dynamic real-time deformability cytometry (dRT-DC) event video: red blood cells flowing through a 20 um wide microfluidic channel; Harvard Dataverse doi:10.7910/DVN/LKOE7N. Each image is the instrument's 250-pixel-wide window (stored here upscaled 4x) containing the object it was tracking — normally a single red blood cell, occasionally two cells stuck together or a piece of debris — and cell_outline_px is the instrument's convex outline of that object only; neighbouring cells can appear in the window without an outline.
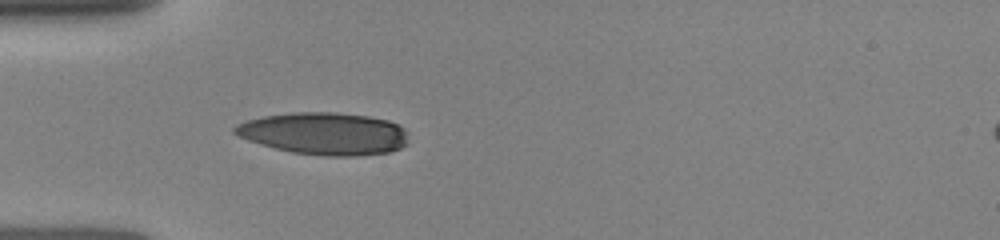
{"species": "human", "species_latin": "Homo sapiens", "temperature_condition": "room temperature", "stored_images_in_passage": 38, "camera_frame_rate_fps": 3000, "um_per_image_px": 0.085, "donor": {"sex": "female"}, "frame": {"image": 1, "passage_image": 12, "time_ms": 4.333, "image_size_px": [1000, 240], "cell_outline_px": [[408, 144], [400, 148], [388, 152], [356, 156], [324, 156], [292, 152], [260, 144], [248, 140], [232, 132], [232, 128], [236, 124], [248, 120], [264, 116], [292, 112], [336, 112], [368, 116], [388, 120], [404, 128]], "centroid_in_image_um": [27.56, 11.35], "position_along_channel_um": 57.4, "area_um2": 42.77}}
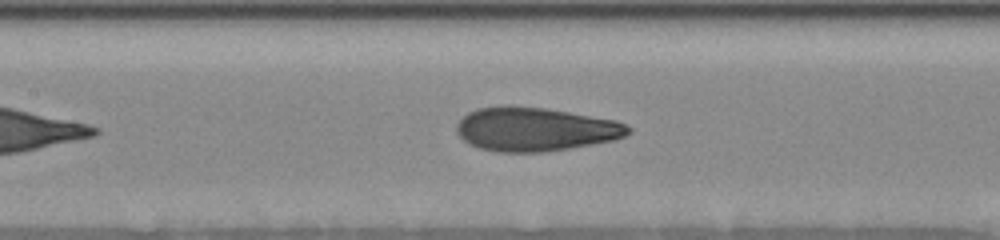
{"frame": {"image": 2, "passage_image": 19, "time_ms": 7.0, "image_size_px": [1000, 240], "cell_outline_px": [[632, 132], [616, 140], [544, 152], [496, 152], [480, 148], [464, 140], [456, 132], [456, 124], [468, 112], [476, 108], [504, 104], [512, 104], [544, 108], [616, 120], [628, 124], [632, 128]], "centroid_in_image_um": [45.5, 10.97], "position_along_channel_um": 161.9, "area_um2": 44.16}}
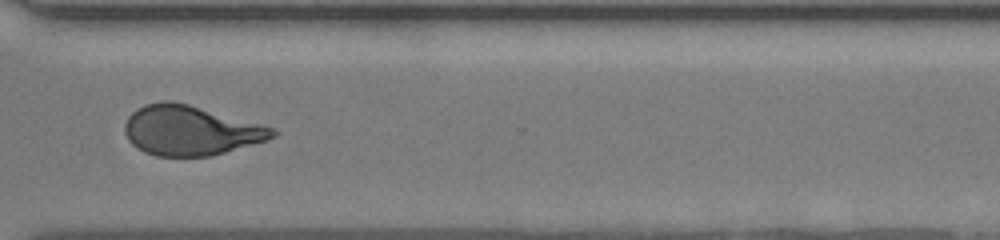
{"frame": {"image": 3, "passage_image": 31, "time_ms": 11.667, "image_size_px": [1000, 240], "cell_outline_px": [[280, 132], [276, 136], [268, 140], [212, 156], [156, 156], [144, 152], [136, 148], [128, 140], [124, 132], [124, 124], [128, 116], [136, 108], [144, 104], [164, 100], [168, 100], [188, 104], [272, 128]], "centroid_in_image_um": [16.14, 11.1], "position_along_channel_um": 354.5, "area_um2": 42.77}}